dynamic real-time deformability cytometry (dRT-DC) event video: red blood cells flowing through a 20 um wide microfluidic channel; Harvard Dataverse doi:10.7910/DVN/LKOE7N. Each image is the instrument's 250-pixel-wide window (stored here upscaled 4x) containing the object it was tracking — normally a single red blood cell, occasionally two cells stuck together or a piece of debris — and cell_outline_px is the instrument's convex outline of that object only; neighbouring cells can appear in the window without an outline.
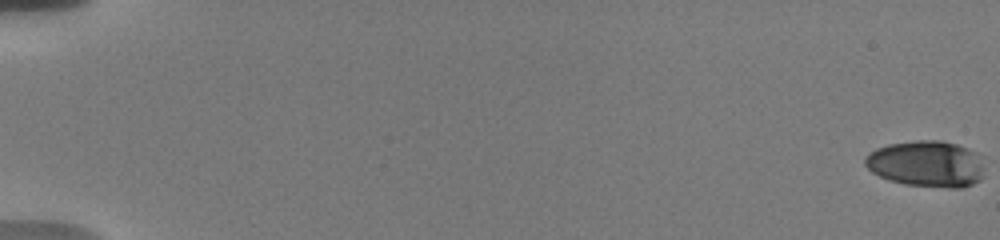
{"species": "human", "species_latin": "Homo sapiens", "temperature_condition": "warm", "stored_images_in_passage": 55, "camera_frame_rate_fps": 3000, "um_per_image_px": 0.085, "donor": {"sex": "male"}, "frame": {"image": 1, "passage_image": 1, "time_ms": 0.0, "image_size_px": [1000, 240], "cell_outline_px": [[984, 176], [980, 180], [964, 188], [948, 188], [904, 184], [888, 180], [872, 172], [864, 164], [864, 160], [868, 152], [876, 148], [888, 144], [916, 140], [940, 140], [956, 144], [976, 152], [984, 168]], "centroid_in_image_um": [78.75, 13.93], "position_along_channel_um": 6.3, "area_um2": 32.48}}
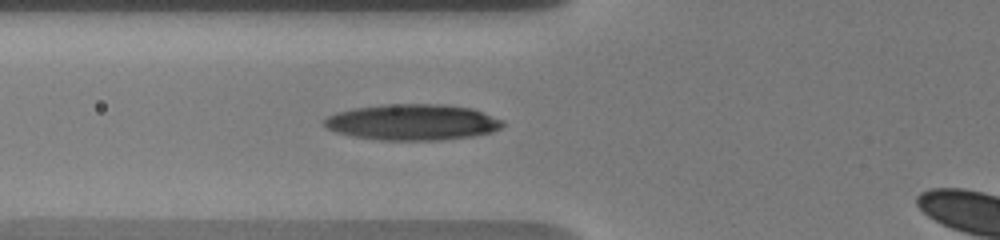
{"frame": {"image": 2, "passage_image": 24, "time_ms": 7.667, "image_size_px": [1000, 240], "cell_outline_px": [[504, 124], [500, 128], [492, 132], [472, 136], [440, 140], [380, 140], [352, 136], [336, 132], [324, 128], [324, 120], [328, 116], [336, 112], [352, 108], [384, 104], [444, 104], [472, 108], [504, 120]], "centroid_in_image_um": [35.05, 10.38], "position_along_channel_um": 90.8, "area_um2": 37.69}}
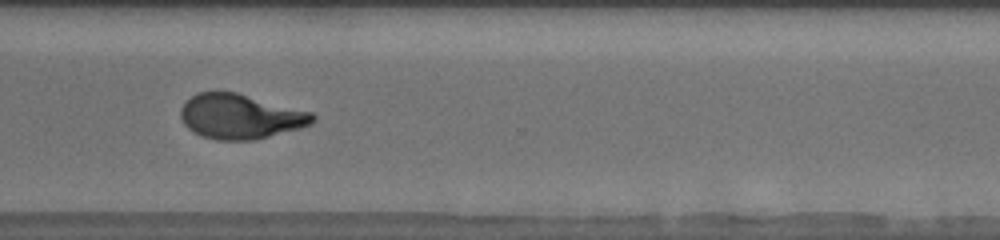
{"frame": {"image": 3, "passage_image": 45, "time_ms": 14.667, "image_size_px": [1000, 240], "cell_outline_px": [[316, 120], [312, 124], [300, 128], [252, 140], [216, 140], [204, 136], [188, 128], [184, 124], [180, 116], [180, 108], [196, 92], [236, 92], [312, 112], [316, 116]], "centroid_in_image_um": [20.44, 9.89], "position_along_channel_um": 350.2, "area_um2": 34.22}}